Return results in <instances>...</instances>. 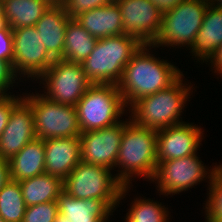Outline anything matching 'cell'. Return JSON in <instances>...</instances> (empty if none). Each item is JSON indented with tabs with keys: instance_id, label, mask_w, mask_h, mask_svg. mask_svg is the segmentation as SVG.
Returning a JSON list of instances; mask_svg holds the SVG:
<instances>
[{
	"instance_id": "obj_1",
	"label": "cell",
	"mask_w": 222,
	"mask_h": 222,
	"mask_svg": "<svg viewBox=\"0 0 222 222\" xmlns=\"http://www.w3.org/2000/svg\"><path fill=\"white\" fill-rule=\"evenodd\" d=\"M151 44H142L125 65L117 84L126 107L144 96L168 88L181 75L179 68L150 54Z\"/></svg>"
},
{
	"instance_id": "obj_2",
	"label": "cell",
	"mask_w": 222,
	"mask_h": 222,
	"mask_svg": "<svg viewBox=\"0 0 222 222\" xmlns=\"http://www.w3.org/2000/svg\"><path fill=\"white\" fill-rule=\"evenodd\" d=\"M128 120L125 121L115 165L122 168L115 175L123 185H132L130 181L133 176L153 179L158 164L156 159L157 131L142 127L131 118Z\"/></svg>"
},
{
	"instance_id": "obj_3",
	"label": "cell",
	"mask_w": 222,
	"mask_h": 222,
	"mask_svg": "<svg viewBox=\"0 0 222 222\" xmlns=\"http://www.w3.org/2000/svg\"><path fill=\"white\" fill-rule=\"evenodd\" d=\"M183 77L182 74L168 88L137 100L128 110L130 118L136 124L156 131L185 123L180 115L190 98L192 85L185 86Z\"/></svg>"
},
{
	"instance_id": "obj_4",
	"label": "cell",
	"mask_w": 222,
	"mask_h": 222,
	"mask_svg": "<svg viewBox=\"0 0 222 222\" xmlns=\"http://www.w3.org/2000/svg\"><path fill=\"white\" fill-rule=\"evenodd\" d=\"M142 43L134 36L121 34L98 39L82 66L91 84L117 85L125 65Z\"/></svg>"
},
{
	"instance_id": "obj_5",
	"label": "cell",
	"mask_w": 222,
	"mask_h": 222,
	"mask_svg": "<svg viewBox=\"0 0 222 222\" xmlns=\"http://www.w3.org/2000/svg\"><path fill=\"white\" fill-rule=\"evenodd\" d=\"M130 187L123 185L109 168L82 161L63 180V191L67 194L77 199L103 200L113 211Z\"/></svg>"
},
{
	"instance_id": "obj_6",
	"label": "cell",
	"mask_w": 222,
	"mask_h": 222,
	"mask_svg": "<svg viewBox=\"0 0 222 222\" xmlns=\"http://www.w3.org/2000/svg\"><path fill=\"white\" fill-rule=\"evenodd\" d=\"M125 108L117 85L92 84L76 105L81 132L115 125L121 121Z\"/></svg>"
},
{
	"instance_id": "obj_7",
	"label": "cell",
	"mask_w": 222,
	"mask_h": 222,
	"mask_svg": "<svg viewBox=\"0 0 222 222\" xmlns=\"http://www.w3.org/2000/svg\"><path fill=\"white\" fill-rule=\"evenodd\" d=\"M31 106L38 139L80 137L76 106L60 104L41 94L23 95Z\"/></svg>"
},
{
	"instance_id": "obj_8",
	"label": "cell",
	"mask_w": 222,
	"mask_h": 222,
	"mask_svg": "<svg viewBox=\"0 0 222 222\" xmlns=\"http://www.w3.org/2000/svg\"><path fill=\"white\" fill-rule=\"evenodd\" d=\"M209 2L205 0H185L162 16L160 32L152 48L159 46H179L190 48L203 23ZM186 45V46H185Z\"/></svg>"
},
{
	"instance_id": "obj_9",
	"label": "cell",
	"mask_w": 222,
	"mask_h": 222,
	"mask_svg": "<svg viewBox=\"0 0 222 222\" xmlns=\"http://www.w3.org/2000/svg\"><path fill=\"white\" fill-rule=\"evenodd\" d=\"M45 85L43 96L58 102L76 106L92 85L87 79L82 63L56 59L38 78ZM44 82H43V81Z\"/></svg>"
},
{
	"instance_id": "obj_10",
	"label": "cell",
	"mask_w": 222,
	"mask_h": 222,
	"mask_svg": "<svg viewBox=\"0 0 222 222\" xmlns=\"http://www.w3.org/2000/svg\"><path fill=\"white\" fill-rule=\"evenodd\" d=\"M206 168L202 161L199 160L197 153H195L157 164L155 176L151 181H157L156 184L161 195H173L200 184L203 178L208 179L210 182L218 166L214 165L211 171L209 169L206 171Z\"/></svg>"
},
{
	"instance_id": "obj_11",
	"label": "cell",
	"mask_w": 222,
	"mask_h": 222,
	"mask_svg": "<svg viewBox=\"0 0 222 222\" xmlns=\"http://www.w3.org/2000/svg\"><path fill=\"white\" fill-rule=\"evenodd\" d=\"M12 33L14 73L18 77L27 75L38 79L55 60L45 49L35 26L13 29Z\"/></svg>"
},
{
	"instance_id": "obj_12",
	"label": "cell",
	"mask_w": 222,
	"mask_h": 222,
	"mask_svg": "<svg viewBox=\"0 0 222 222\" xmlns=\"http://www.w3.org/2000/svg\"><path fill=\"white\" fill-rule=\"evenodd\" d=\"M121 10L123 33L142 44H152L160 32L163 13L150 0H116Z\"/></svg>"
},
{
	"instance_id": "obj_13",
	"label": "cell",
	"mask_w": 222,
	"mask_h": 222,
	"mask_svg": "<svg viewBox=\"0 0 222 222\" xmlns=\"http://www.w3.org/2000/svg\"><path fill=\"white\" fill-rule=\"evenodd\" d=\"M124 127L125 121L121 120L109 127L81 133L82 162L112 170L116 165Z\"/></svg>"
},
{
	"instance_id": "obj_14",
	"label": "cell",
	"mask_w": 222,
	"mask_h": 222,
	"mask_svg": "<svg viewBox=\"0 0 222 222\" xmlns=\"http://www.w3.org/2000/svg\"><path fill=\"white\" fill-rule=\"evenodd\" d=\"M201 130L198 125L186 122L158 130L156 148L158 164L195 154L203 139L204 133Z\"/></svg>"
},
{
	"instance_id": "obj_15",
	"label": "cell",
	"mask_w": 222,
	"mask_h": 222,
	"mask_svg": "<svg viewBox=\"0 0 222 222\" xmlns=\"http://www.w3.org/2000/svg\"><path fill=\"white\" fill-rule=\"evenodd\" d=\"M35 138L37 137L33 111L31 106L22 99L13 108L9 121L0 136V157L9 161Z\"/></svg>"
},
{
	"instance_id": "obj_16",
	"label": "cell",
	"mask_w": 222,
	"mask_h": 222,
	"mask_svg": "<svg viewBox=\"0 0 222 222\" xmlns=\"http://www.w3.org/2000/svg\"><path fill=\"white\" fill-rule=\"evenodd\" d=\"M45 144V173L64 180L82 161L80 137L50 138Z\"/></svg>"
},
{
	"instance_id": "obj_17",
	"label": "cell",
	"mask_w": 222,
	"mask_h": 222,
	"mask_svg": "<svg viewBox=\"0 0 222 222\" xmlns=\"http://www.w3.org/2000/svg\"><path fill=\"white\" fill-rule=\"evenodd\" d=\"M58 214L54 222H107L112 208L103 200L77 199L62 191L57 200Z\"/></svg>"
},
{
	"instance_id": "obj_18",
	"label": "cell",
	"mask_w": 222,
	"mask_h": 222,
	"mask_svg": "<svg viewBox=\"0 0 222 222\" xmlns=\"http://www.w3.org/2000/svg\"><path fill=\"white\" fill-rule=\"evenodd\" d=\"M71 18L62 4H52L36 22L42 43L48 54L54 59H62L67 24Z\"/></svg>"
},
{
	"instance_id": "obj_19",
	"label": "cell",
	"mask_w": 222,
	"mask_h": 222,
	"mask_svg": "<svg viewBox=\"0 0 222 222\" xmlns=\"http://www.w3.org/2000/svg\"><path fill=\"white\" fill-rule=\"evenodd\" d=\"M74 19L97 39L124 34L121 10L116 1L82 12Z\"/></svg>"
},
{
	"instance_id": "obj_20",
	"label": "cell",
	"mask_w": 222,
	"mask_h": 222,
	"mask_svg": "<svg viewBox=\"0 0 222 222\" xmlns=\"http://www.w3.org/2000/svg\"><path fill=\"white\" fill-rule=\"evenodd\" d=\"M222 44V10L209 5L203 23L189 48L198 60L208 61Z\"/></svg>"
},
{
	"instance_id": "obj_21",
	"label": "cell",
	"mask_w": 222,
	"mask_h": 222,
	"mask_svg": "<svg viewBox=\"0 0 222 222\" xmlns=\"http://www.w3.org/2000/svg\"><path fill=\"white\" fill-rule=\"evenodd\" d=\"M10 177L22 181L45 173L44 140L35 138L9 160Z\"/></svg>"
},
{
	"instance_id": "obj_22",
	"label": "cell",
	"mask_w": 222,
	"mask_h": 222,
	"mask_svg": "<svg viewBox=\"0 0 222 222\" xmlns=\"http://www.w3.org/2000/svg\"><path fill=\"white\" fill-rule=\"evenodd\" d=\"M5 24L12 30L20 27L35 26L36 22L49 9V0H2Z\"/></svg>"
},
{
	"instance_id": "obj_23",
	"label": "cell",
	"mask_w": 222,
	"mask_h": 222,
	"mask_svg": "<svg viewBox=\"0 0 222 222\" xmlns=\"http://www.w3.org/2000/svg\"><path fill=\"white\" fill-rule=\"evenodd\" d=\"M26 206L57 202L63 191V180L47 173L19 182Z\"/></svg>"
},
{
	"instance_id": "obj_24",
	"label": "cell",
	"mask_w": 222,
	"mask_h": 222,
	"mask_svg": "<svg viewBox=\"0 0 222 222\" xmlns=\"http://www.w3.org/2000/svg\"><path fill=\"white\" fill-rule=\"evenodd\" d=\"M97 38L89 34L74 18L67 24L63 60L83 63L93 51Z\"/></svg>"
},
{
	"instance_id": "obj_25",
	"label": "cell",
	"mask_w": 222,
	"mask_h": 222,
	"mask_svg": "<svg viewBox=\"0 0 222 222\" xmlns=\"http://www.w3.org/2000/svg\"><path fill=\"white\" fill-rule=\"evenodd\" d=\"M26 207L20 183L10 179L0 190V217L5 222H23Z\"/></svg>"
},
{
	"instance_id": "obj_26",
	"label": "cell",
	"mask_w": 222,
	"mask_h": 222,
	"mask_svg": "<svg viewBox=\"0 0 222 222\" xmlns=\"http://www.w3.org/2000/svg\"><path fill=\"white\" fill-rule=\"evenodd\" d=\"M151 199L136 198L130 206L125 222H169L167 208ZM168 212V213H167Z\"/></svg>"
},
{
	"instance_id": "obj_27",
	"label": "cell",
	"mask_w": 222,
	"mask_h": 222,
	"mask_svg": "<svg viewBox=\"0 0 222 222\" xmlns=\"http://www.w3.org/2000/svg\"><path fill=\"white\" fill-rule=\"evenodd\" d=\"M209 197L205 204L206 222H222V172L216 170L209 182Z\"/></svg>"
},
{
	"instance_id": "obj_28",
	"label": "cell",
	"mask_w": 222,
	"mask_h": 222,
	"mask_svg": "<svg viewBox=\"0 0 222 222\" xmlns=\"http://www.w3.org/2000/svg\"><path fill=\"white\" fill-rule=\"evenodd\" d=\"M58 212L57 202H46L27 206L23 222H54Z\"/></svg>"
},
{
	"instance_id": "obj_29",
	"label": "cell",
	"mask_w": 222,
	"mask_h": 222,
	"mask_svg": "<svg viewBox=\"0 0 222 222\" xmlns=\"http://www.w3.org/2000/svg\"><path fill=\"white\" fill-rule=\"evenodd\" d=\"M115 1L116 0H65L62 5L66 14L70 18H75L82 12L103 7L104 5L111 4Z\"/></svg>"
},
{
	"instance_id": "obj_30",
	"label": "cell",
	"mask_w": 222,
	"mask_h": 222,
	"mask_svg": "<svg viewBox=\"0 0 222 222\" xmlns=\"http://www.w3.org/2000/svg\"><path fill=\"white\" fill-rule=\"evenodd\" d=\"M0 60L8 62L13 68V33L7 24L0 28Z\"/></svg>"
},
{
	"instance_id": "obj_31",
	"label": "cell",
	"mask_w": 222,
	"mask_h": 222,
	"mask_svg": "<svg viewBox=\"0 0 222 222\" xmlns=\"http://www.w3.org/2000/svg\"><path fill=\"white\" fill-rule=\"evenodd\" d=\"M23 99L22 96H0V136L2 135L13 108Z\"/></svg>"
},
{
	"instance_id": "obj_32",
	"label": "cell",
	"mask_w": 222,
	"mask_h": 222,
	"mask_svg": "<svg viewBox=\"0 0 222 222\" xmlns=\"http://www.w3.org/2000/svg\"><path fill=\"white\" fill-rule=\"evenodd\" d=\"M16 74L13 71L12 66L6 62L0 60V96H8V90L10 86L13 87L15 83Z\"/></svg>"
},
{
	"instance_id": "obj_33",
	"label": "cell",
	"mask_w": 222,
	"mask_h": 222,
	"mask_svg": "<svg viewBox=\"0 0 222 222\" xmlns=\"http://www.w3.org/2000/svg\"><path fill=\"white\" fill-rule=\"evenodd\" d=\"M163 14L174 9L185 0H150Z\"/></svg>"
},
{
	"instance_id": "obj_34",
	"label": "cell",
	"mask_w": 222,
	"mask_h": 222,
	"mask_svg": "<svg viewBox=\"0 0 222 222\" xmlns=\"http://www.w3.org/2000/svg\"><path fill=\"white\" fill-rule=\"evenodd\" d=\"M10 179L9 161L0 157V190Z\"/></svg>"
},
{
	"instance_id": "obj_35",
	"label": "cell",
	"mask_w": 222,
	"mask_h": 222,
	"mask_svg": "<svg viewBox=\"0 0 222 222\" xmlns=\"http://www.w3.org/2000/svg\"><path fill=\"white\" fill-rule=\"evenodd\" d=\"M211 63V66L215 68L214 73L220 74L222 76V44L215 50V53L207 61Z\"/></svg>"
},
{
	"instance_id": "obj_36",
	"label": "cell",
	"mask_w": 222,
	"mask_h": 222,
	"mask_svg": "<svg viewBox=\"0 0 222 222\" xmlns=\"http://www.w3.org/2000/svg\"><path fill=\"white\" fill-rule=\"evenodd\" d=\"M5 25V14H4V4L3 1L0 0V28Z\"/></svg>"
},
{
	"instance_id": "obj_37",
	"label": "cell",
	"mask_w": 222,
	"mask_h": 222,
	"mask_svg": "<svg viewBox=\"0 0 222 222\" xmlns=\"http://www.w3.org/2000/svg\"><path fill=\"white\" fill-rule=\"evenodd\" d=\"M209 4L216 9L222 10V0H212Z\"/></svg>"
},
{
	"instance_id": "obj_38",
	"label": "cell",
	"mask_w": 222,
	"mask_h": 222,
	"mask_svg": "<svg viewBox=\"0 0 222 222\" xmlns=\"http://www.w3.org/2000/svg\"><path fill=\"white\" fill-rule=\"evenodd\" d=\"M52 4H62L65 0H49Z\"/></svg>"
},
{
	"instance_id": "obj_39",
	"label": "cell",
	"mask_w": 222,
	"mask_h": 222,
	"mask_svg": "<svg viewBox=\"0 0 222 222\" xmlns=\"http://www.w3.org/2000/svg\"><path fill=\"white\" fill-rule=\"evenodd\" d=\"M218 166V170H220L222 172V164L217 165Z\"/></svg>"
}]
</instances>
